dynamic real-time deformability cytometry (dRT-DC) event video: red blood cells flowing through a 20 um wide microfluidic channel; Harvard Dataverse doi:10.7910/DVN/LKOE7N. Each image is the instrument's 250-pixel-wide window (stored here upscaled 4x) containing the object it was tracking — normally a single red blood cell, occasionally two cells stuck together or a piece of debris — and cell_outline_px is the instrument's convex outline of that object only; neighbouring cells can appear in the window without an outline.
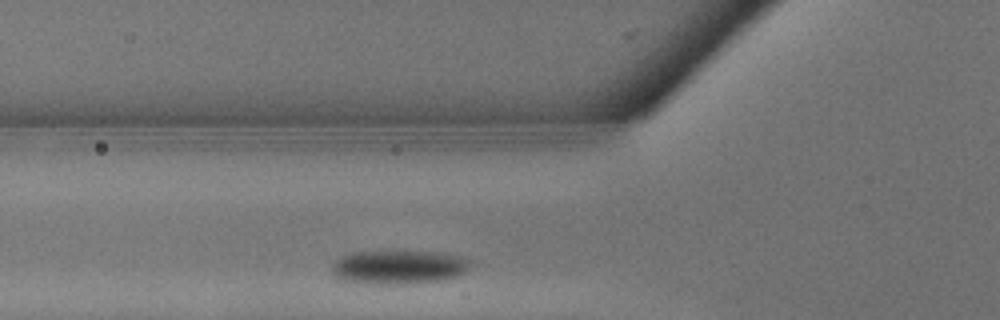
{"species": "common noctule bat (a hibernating species)", "species_latin": "Nyctalus noctula", "temperature_condition": "warm", "stored_images_in_passage": 4, "camera_frame_rate_fps": 3000, "um_per_image_px": 0.085, "animal": {"sex": "male", "body_mass_g": 13.3}, "frame": {"image": 1, "passage_image": 2, "time_ms": 0.333, "image_size_px": [1000, 320], "cell_outline_px": [[472, 264], [464, 272], [456, 276], [444, 280], [344, 280], [336, 276], [332, 272], [332, 264], [336, 260], [352, 252], [444, 252], [464, 256], [472, 260]], "centroid_in_image_um": [34.01, 22.61], "position_along_channel_um": 91.8, "area_um2": 25.43}}
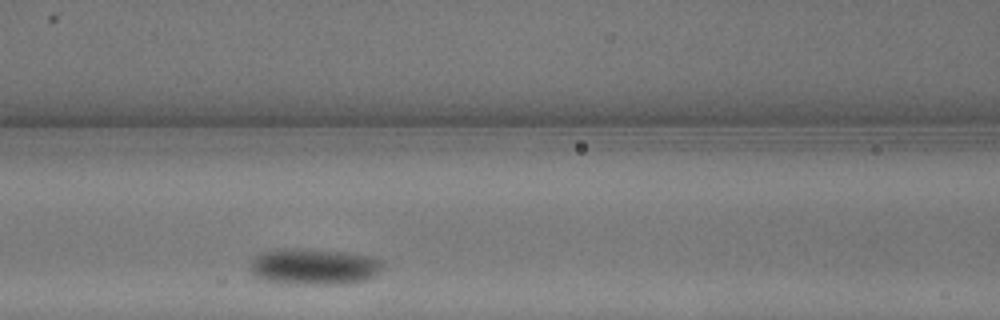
{"frame": {"image": 2, "passage_image": 4, "time_ms": 1.0, "image_size_px": [1000, 320], "cell_outline_px": [[384, 268], [376, 276], [368, 280], [348, 284], [296, 284], [260, 280], [252, 276], [248, 268], [252, 260], [256, 256], [264, 252], [284, 248], [304, 248], [348, 252], [372, 256], [384, 260]], "centroid_in_image_um": [26.74, 22.67], "position_along_channel_um": 139.9, "area_um2": 28.9}}